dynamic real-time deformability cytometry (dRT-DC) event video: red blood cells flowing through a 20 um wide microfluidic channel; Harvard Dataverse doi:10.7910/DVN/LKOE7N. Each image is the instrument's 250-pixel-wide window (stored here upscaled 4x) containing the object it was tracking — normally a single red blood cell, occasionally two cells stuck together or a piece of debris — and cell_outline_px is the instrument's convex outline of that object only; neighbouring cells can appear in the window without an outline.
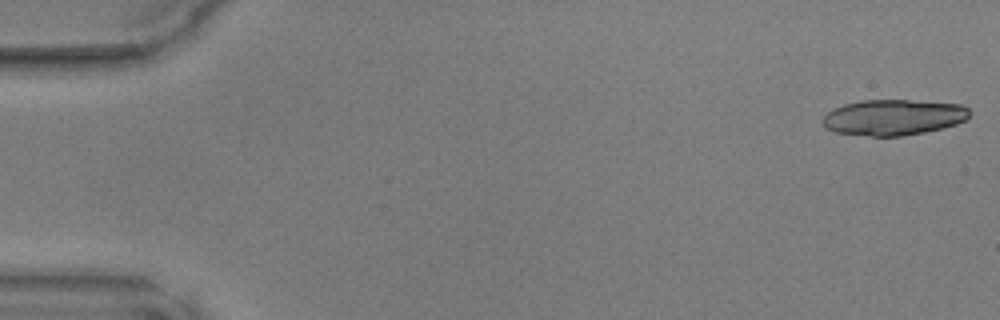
{"species": "common noctule bat (a hibernating species)", "species_latin": "Nyctalus noctula", "temperature_condition": "warm", "stored_images_in_passage": 16, "camera_frame_rate_fps": 3000, "um_per_image_px": 0.085, "animal": {"sex": "male", "body_mass_g": 17.9, "forearm_length_mm": 54.2}, "frame": {"image": 1, "passage_image": 1, "time_ms": 0.0, "image_size_px": [1000, 320], "cell_outline_px": [[972, 112], [964, 120], [956, 124], [924, 132], [900, 136], [872, 136], [836, 132], [824, 128], [824, 116], [828, 112], [844, 104], [860, 100], [908, 100], [960, 104], [968, 108]], "centroid_in_image_um": [75.95, 9.97], "position_along_channel_um": 9.1, "area_um2": 30.35}}